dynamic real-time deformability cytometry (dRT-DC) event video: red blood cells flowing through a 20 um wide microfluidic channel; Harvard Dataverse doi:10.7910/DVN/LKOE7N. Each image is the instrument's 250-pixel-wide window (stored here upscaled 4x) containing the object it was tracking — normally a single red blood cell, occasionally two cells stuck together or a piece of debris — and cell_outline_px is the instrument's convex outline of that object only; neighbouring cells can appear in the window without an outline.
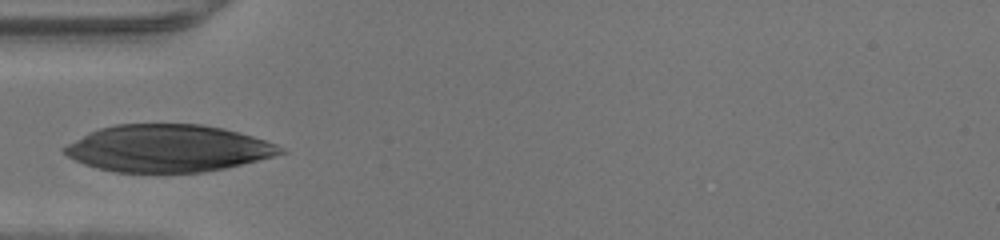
{"species": "human", "species_latin": "Homo sapiens", "temperature_condition": "warm", "stored_images_in_passage": 30, "camera_frame_rate_fps": 3000, "um_per_image_px": 0.085, "donor": {"sex": "male"}, "frame": {"image": 1, "passage_image": 11, "time_ms": 3.333, "image_size_px": [1000, 240], "cell_outline_px": [[288, 152], [224, 168], [204, 172], [160, 176], [112, 172], [96, 168], [84, 164], [68, 156], [60, 148], [88, 132], [100, 128], [116, 124], [200, 124], [224, 128], [252, 136], [276, 144], [284, 148]], "centroid_in_image_um": [14.22, 12.65], "position_along_channel_um": 70.8, "area_um2": 60.52}}
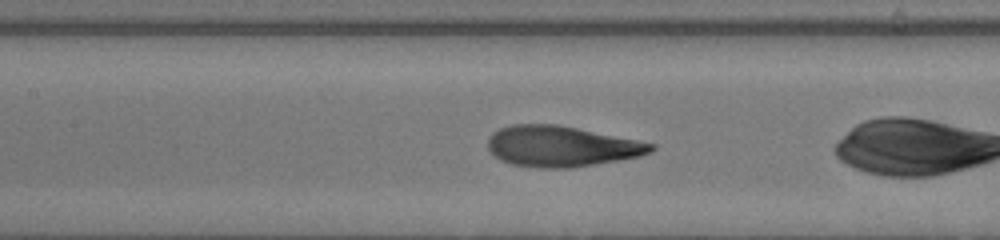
{"frame": {"image": 2, "passage_image": 15, "time_ms": 4.667, "image_size_px": [1000, 240], "cell_outline_px": [[656, 148], [652, 152], [640, 156], [568, 168], [540, 168], [512, 164], [500, 160], [488, 148], [488, 140], [492, 132], [500, 128], [512, 124], [556, 124], [656, 144]], "centroid_in_image_um": [47.69, 12.43], "position_along_channel_um": 159.7, "area_um2": 38.32}}
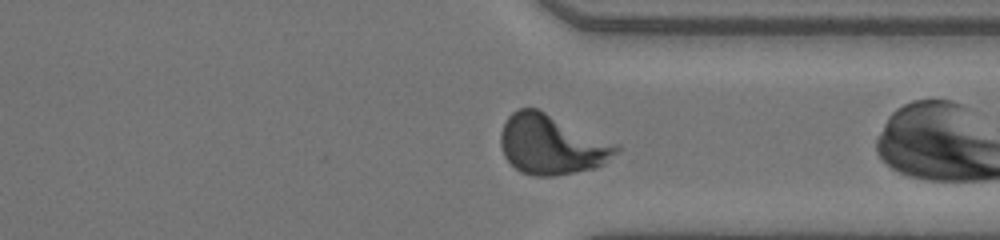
{"frame": {"image": 3, "passage_image": 29, "time_ms": 9.333, "image_size_px": [1000, 240], "cell_outline_px": [[624, 148], [620, 152], [604, 164], [596, 168], [576, 172], [552, 176], [532, 176], [520, 172], [504, 156], [500, 144], [500, 132], [508, 116], [512, 112], [520, 108], [536, 108], [620, 144]], "centroid_in_image_um": [46.94, 12.3], "position_along_channel_um": 364.5, "area_um2": 40.75}}